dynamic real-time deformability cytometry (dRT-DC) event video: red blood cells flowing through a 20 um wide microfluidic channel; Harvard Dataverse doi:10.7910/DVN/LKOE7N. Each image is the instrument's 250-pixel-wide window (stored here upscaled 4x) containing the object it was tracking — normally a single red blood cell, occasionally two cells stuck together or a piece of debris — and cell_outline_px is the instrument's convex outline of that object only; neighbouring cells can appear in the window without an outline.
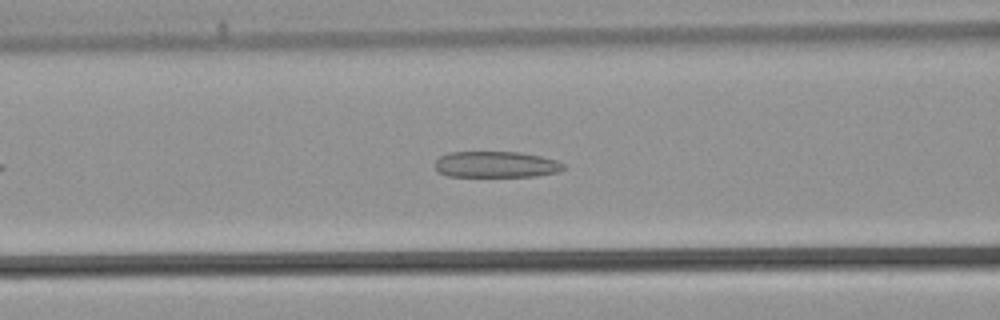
{"species": "common noctule bat (a hibernating species)", "species_latin": "Nyctalus noctula", "temperature_condition": "warm", "stored_images_in_passage": 33, "camera_frame_rate_fps": 3000, "um_per_image_px": 0.085, "animal": {"sex": "male", "body_mass_g": 21.5, "forearm_length_mm": 52.0}, "frame": {"image": 1, "passage_image": 9, "time_ms": 2.667, "image_size_px": [1000, 320], "cell_outline_px": [[564, 168], [560, 172], [536, 176], [448, 176], [440, 172], [436, 168], [436, 160], [440, 156], [448, 152], [520, 152], [540, 156], [556, 160], [564, 164]], "centroid_in_image_um": [42.19, 13.97], "position_along_channel_um": 124.4, "area_um2": 19.54}}
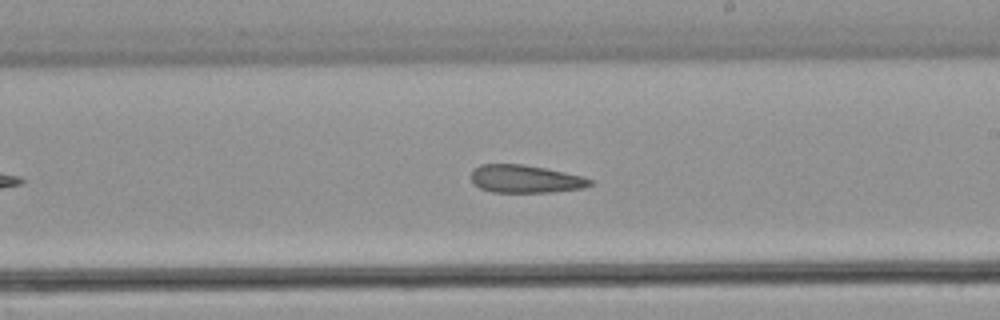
{"frame": {"image": 2, "passage_image": 16, "time_ms": 5.0, "image_size_px": [1000, 320], "cell_outline_px": [[592, 184], [584, 188], [552, 192], [492, 192], [480, 188], [472, 180], [472, 168], [480, 164], [524, 164], [584, 176], [592, 180]], "centroid_in_image_um": [44.66, 15.2], "position_along_channel_um": 244.3, "area_um2": 19.31}}
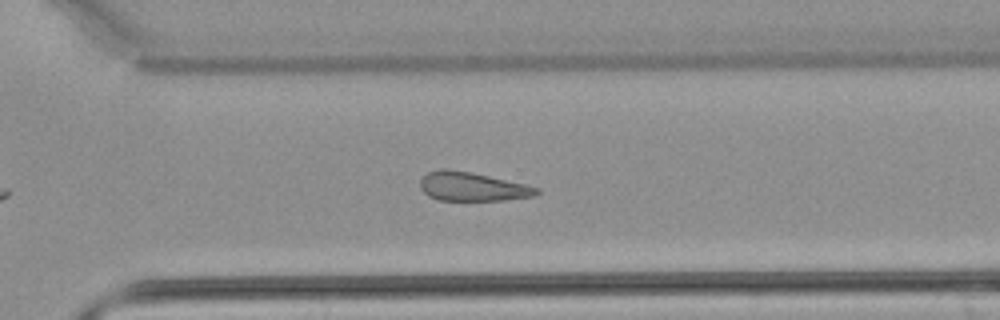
{"frame": {"image": 3, "passage_image": 21, "time_ms": 6.667, "image_size_px": [1000, 320], "cell_outline_px": [[540, 192], [536, 196], [504, 200], [440, 200], [428, 196], [420, 188], [420, 180], [428, 172], [444, 168], [472, 172], [524, 184], [540, 188]], "centroid_in_image_um": [40.15, 15.86], "position_along_channel_um": 330.4, "area_um2": 19.54}}